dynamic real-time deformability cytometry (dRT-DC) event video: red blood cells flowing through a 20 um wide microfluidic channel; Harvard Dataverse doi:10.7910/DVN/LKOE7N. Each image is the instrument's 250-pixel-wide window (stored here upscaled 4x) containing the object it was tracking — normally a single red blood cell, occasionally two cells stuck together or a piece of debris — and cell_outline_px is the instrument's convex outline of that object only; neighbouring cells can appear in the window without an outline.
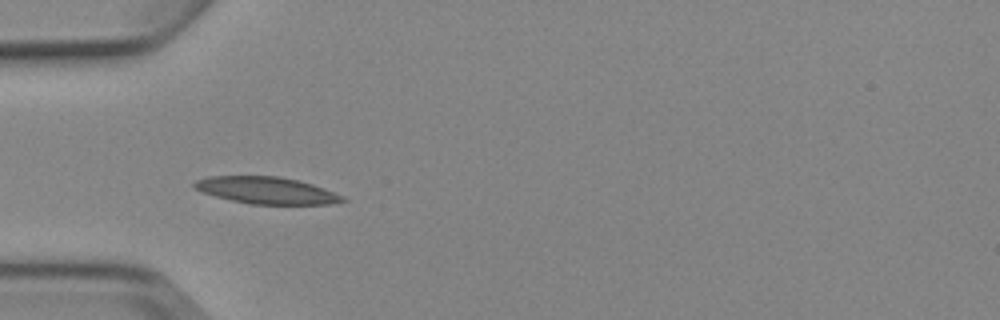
{"species": "Egyptian fruit bat (a non-hibernating species)", "species_latin": "Rousettus aegyptiacus", "temperature_condition": "cold", "stored_images_in_passage": 10, "camera_frame_rate_fps": 3000, "um_per_image_px": 0.085, "animal": {"sex": "female"}, "frame": {"image": 1, "passage_image": 5, "time_ms": 5.667, "image_size_px": [1000, 320], "cell_outline_px": [[348, 200], [332, 204], [248, 204], [216, 196], [192, 188], [192, 184], [196, 180], [208, 176], [280, 176], [312, 184], [324, 188], [344, 196]], "centroid_in_image_um": [22.66, 16.18], "position_along_channel_um": 62.3, "area_um2": 23.24}}
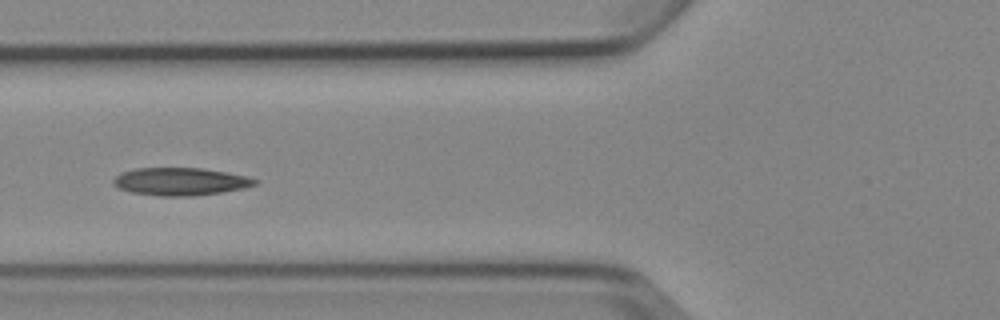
{"frame": {"image": 2, "passage_image": 6, "time_ms": 7.0, "image_size_px": [1000, 320], "cell_outline_px": [[260, 180], [256, 184], [244, 188], [196, 196], [160, 196], [132, 192], [120, 188], [112, 180], [120, 172], [136, 168], [204, 168], [248, 176]], "centroid_in_image_um": [15.37, 15.42], "position_along_channel_um": 110.4, "area_um2": 22.83}}
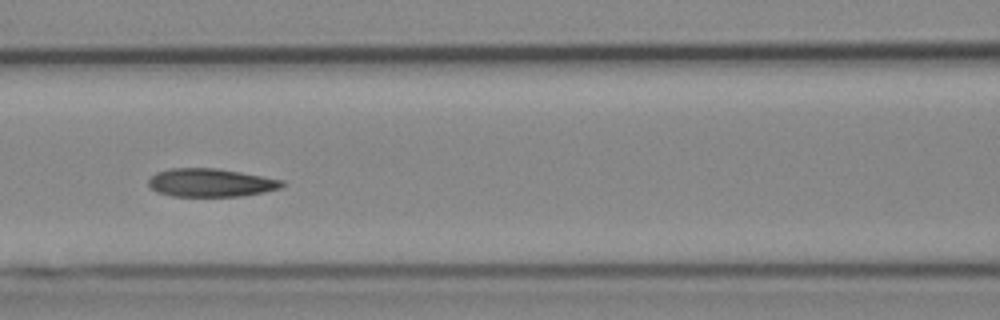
{"frame": {"image": 3, "passage_image": 7, "time_ms": 8.0, "image_size_px": [1000, 320], "cell_outline_px": [[284, 184], [280, 188], [264, 192], [240, 196], [172, 196], [156, 192], [148, 184], [148, 180], [156, 172], [168, 168], [216, 168], [240, 172], [284, 180]], "centroid_in_image_um": [17.89, 15.52], "position_along_channel_um": 148.7, "area_um2": 21.96}}